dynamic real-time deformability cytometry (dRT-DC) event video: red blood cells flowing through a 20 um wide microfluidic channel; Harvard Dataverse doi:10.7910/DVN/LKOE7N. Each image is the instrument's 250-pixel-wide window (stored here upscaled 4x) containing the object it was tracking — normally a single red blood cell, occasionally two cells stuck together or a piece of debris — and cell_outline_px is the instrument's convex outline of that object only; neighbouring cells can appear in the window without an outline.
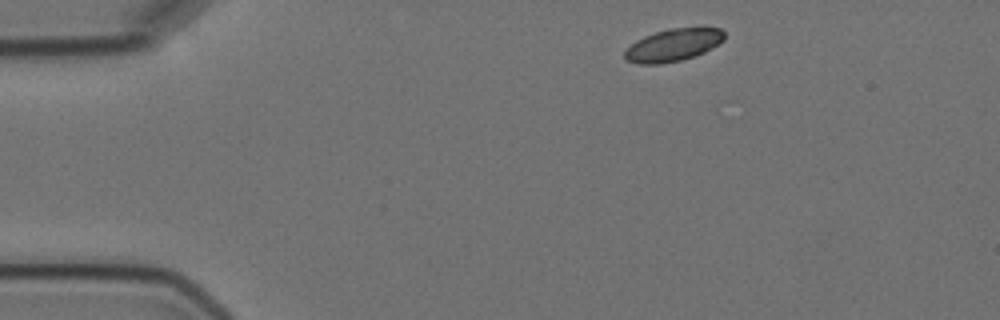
{"species": "Egyptian fruit bat (a non-hibernating species)", "species_latin": "Rousettus aegyptiacus", "temperature_condition": "cold", "stored_images_in_passage": 4, "camera_frame_rate_fps": 3000, "um_per_image_px": 0.085, "animal": {"sex": "female"}, "frame": {"image": 1, "passage_image": 1, "time_ms": 0.0, "image_size_px": [1000, 320], "cell_outline_px": [[724, 40], [704, 52], [696, 56], [680, 60], [660, 64], [640, 64], [628, 60], [624, 56], [624, 52], [636, 40], [644, 36], [656, 32], [672, 28], [720, 28], [724, 32]], "centroid_in_image_um": [57.23, 3.83], "position_along_channel_um": 27.8, "area_um2": 18.55}}
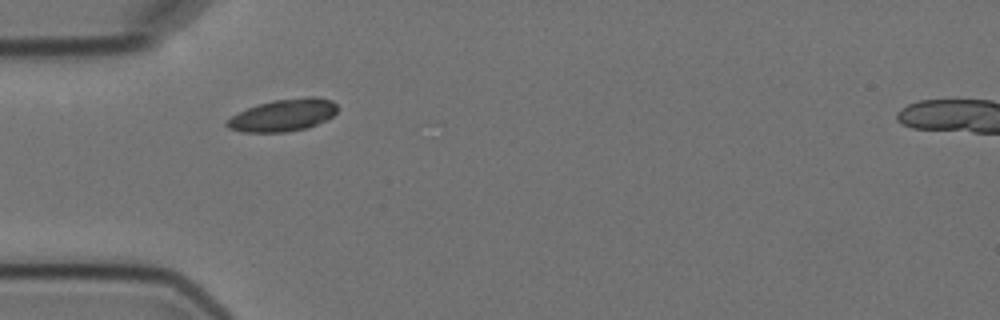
{"frame": {"image": 2, "passage_image": 3, "time_ms": 2.667, "image_size_px": [1000, 320], "cell_outline_px": [[336, 112], [332, 116], [308, 128], [284, 132], [244, 132], [228, 128], [224, 124], [232, 116], [248, 108], [272, 100], [308, 96], [316, 96], [332, 100], [336, 104]], "centroid_in_image_um": [24.08, 9.78], "position_along_channel_um": 60.9, "area_um2": 20.58}}
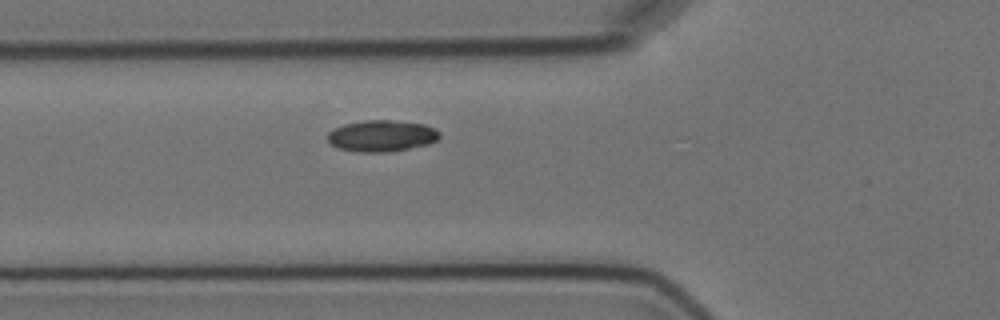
{"frame": {"image": 3, "passage_image": 4, "time_ms": 3.667, "image_size_px": [1000, 320], "cell_outline_px": [[440, 136], [436, 140], [428, 144], [388, 152], [360, 152], [336, 148], [328, 140], [328, 132], [344, 124], [364, 120], [388, 120], [424, 124], [436, 128], [440, 132]], "centroid_in_image_um": [32.45, 11.55], "position_along_channel_um": 93.4, "area_um2": 20.4}}